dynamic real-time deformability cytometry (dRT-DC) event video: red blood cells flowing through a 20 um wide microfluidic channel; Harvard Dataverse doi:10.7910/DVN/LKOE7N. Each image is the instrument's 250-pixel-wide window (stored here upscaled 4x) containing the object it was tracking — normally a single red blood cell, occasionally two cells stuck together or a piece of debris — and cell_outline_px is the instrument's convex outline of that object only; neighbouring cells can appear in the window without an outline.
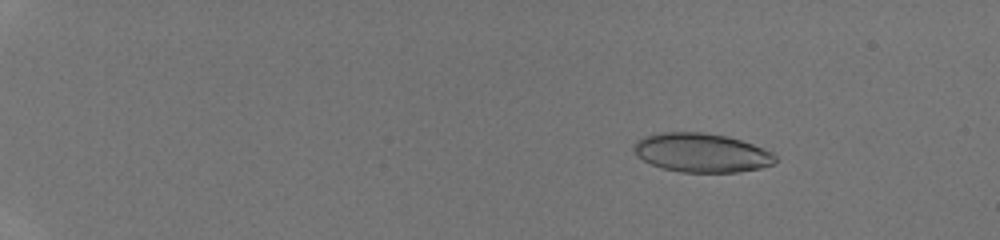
{"species": "human", "species_latin": "Homo sapiens", "temperature_condition": "room temperature", "stored_images_in_passage": 46, "camera_frame_rate_fps": 3000, "um_per_image_px": 0.085, "donor": {"sex": "male"}, "frame": {"image": 1, "passage_image": 7, "time_ms": 2.0, "image_size_px": [1000, 240], "cell_outline_px": [[776, 160], [772, 164], [760, 168], [740, 172], [680, 172], [660, 168], [636, 156], [632, 148], [636, 140], [644, 136], [656, 132], [704, 132], [728, 136], [764, 148], [772, 152], [776, 156]], "centroid_in_image_um": [59.59, 12.97], "position_along_channel_um": 25.4, "area_um2": 32.43}}
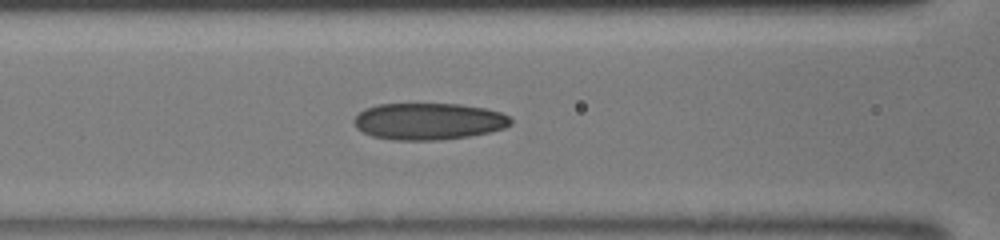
{"frame": {"image": 2, "passage_image": 23, "time_ms": 7.333, "image_size_px": [1000, 240], "cell_outline_px": [[512, 124], [504, 128], [488, 132], [468, 136], [440, 140], [392, 140], [372, 136], [356, 128], [352, 120], [364, 108], [376, 104], [460, 104], [484, 108], [500, 112], [508, 116], [512, 120]], "centroid_in_image_um": [36.4, 10.31], "position_along_channel_um": 130.2, "area_um2": 33.64}}
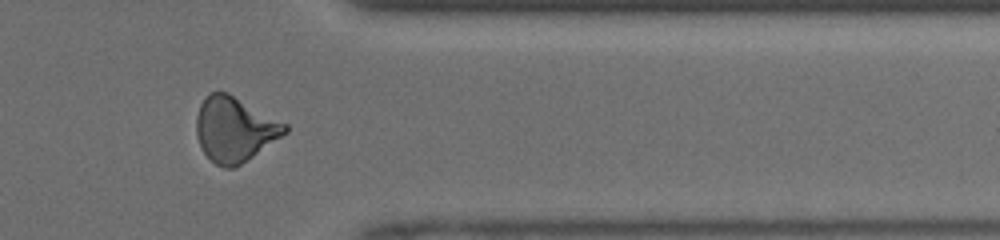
{"frame": {"image": 3, "passage_image": 40, "time_ms": 13.0, "image_size_px": [1000, 240], "cell_outline_px": [[288, 132], [236, 168], [224, 168], [216, 164], [204, 152], [196, 136], [196, 116], [200, 104], [212, 92], [228, 92], [288, 124]], "centroid_in_image_um": [19.96, 11.0], "position_along_channel_um": 391.4, "area_um2": 33.41}}